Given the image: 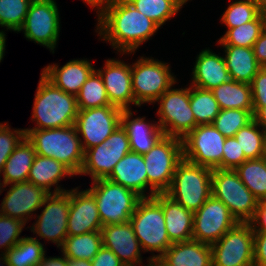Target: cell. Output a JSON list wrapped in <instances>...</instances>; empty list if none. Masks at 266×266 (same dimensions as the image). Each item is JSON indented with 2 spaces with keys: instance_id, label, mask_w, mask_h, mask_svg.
<instances>
[{
  "instance_id": "e0dca14e",
  "label": "cell",
  "mask_w": 266,
  "mask_h": 266,
  "mask_svg": "<svg viewBox=\"0 0 266 266\" xmlns=\"http://www.w3.org/2000/svg\"><path fill=\"white\" fill-rule=\"evenodd\" d=\"M238 221L228 207L212 195L194 212L192 239L213 244L217 242Z\"/></svg>"
},
{
  "instance_id": "484cf974",
  "label": "cell",
  "mask_w": 266,
  "mask_h": 266,
  "mask_svg": "<svg viewBox=\"0 0 266 266\" xmlns=\"http://www.w3.org/2000/svg\"><path fill=\"white\" fill-rule=\"evenodd\" d=\"M132 110H123L121 124L127 131L131 151L144 155L164 133L156 121H146L145 116L133 118Z\"/></svg>"
},
{
  "instance_id": "74e56055",
  "label": "cell",
  "mask_w": 266,
  "mask_h": 266,
  "mask_svg": "<svg viewBox=\"0 0 266 266\" xmlns=\"http://www.w3.org/2000/svg\"><path fill=\"white\" fill-rule=\"evenodd\" d=\"M190 106L197 125L212 124L220 112L218 102L211 90L192 85H190Z\"/></svg>"
},
{
  "instance_id": "5b68a950",
  "label": "cell",
  "mask_w": 266,
  "mask_h": 266,
  "mask_svg": "<svg viewBox=\"0 0 266 266\" xmlns=\"http://www.w3.org/2000/svg\"><path fill=\"white\" fill-rule=\"evenodd\" d=\"M212 171L183 159L177 165L171 186L165 194L187 210L195 212L212 195Z\"/></svg>"
},
{
  "instance_id": "94428289",
  "label": "cell",
  "mask_w": 266,
  "mask_h": 266,
  "mask_svg": "<svg viewBox=\"0 0 266 266\" xmlns=\"http://www.w3.org/2000/svg\"><path fill=\"white\" fill-rule=\"evenodd\" d=\"M265 163H266V138H265V143H264V148H263V153H262V157H261Z\"/></svg>"
},
{
  "instance_id": "7402d4cb",
  "label": "cell",
  "mask_w": 266,
  "mask_h": 266,
  "mask_svg": "<svg viewBox=\"0 0 266 266\" xmlns=\"http://www.w3.org/2000/svg\"><path fill=\"white\" fill-rule=\"evenodd\" d=\"M95 70L92 63L85 59H74L63 66L49 64L42 70V74L56 87L68 94L77 96L82 85Z\"/></svg>"
},
{
  "instance_id": "7a4b0ae2",
  "label": "cell",
  "mask_w": 266,
  "mask_h": 266,
  "mask_svg": "<svg viewBox=\"0 0 266 266\" xmlns=\"http://www.w3.org/2000/svg\"><path fill=\"white\" fill-rule=\"evenodd\" d=\"M32 121L35 127L53 129L75 124L78 115L77 98L56 87L42 73L34 97Z\"/></svg>"
},
{
  "instance_id": "6da1fadb",
  "label": "cell",
  "mask_w": 266,
  "mask_h": 266,
  "mask_svg": "<svg viewBox=\"0 0 266 266\" xmlns=\"http://www.w3.org/2000/svg\"><path fill=\"white\" fill-rule=\"evenodd\" d=\"M95 10L98 16L95 32L119 55H134L160 29L127 0H104Z\"/></svg>"
},
{
  "instance_id": "d4e9b609",
  "label": "cell",
  "mask_w": 266,
  "mask_h": 266,
  "mask_svg": "<svg viewBox=\"0 0 266 266\" xmlns=\"http://www.w3.org/2000/svg\"><path fill=\"white\" fill-rule=\"evenodd\" d=\"M153 198L162 206L170 242L192 240L194 212L176 203L165 193L156 194Z\"/></svg>"
},
{
  "instance_id": "ab89813d",
  "label": "cell",
  "mask_w": 266,
  "mask_h": 266,
  "mask_svg": "<svg viewBox=\"0 0 266 266\" xmlns=\"http://www.w3.org/2000/svg\"><path fill=\"white\" fill-rule=\"evenodd\" d=\"M260 15L255 0H235L230 3L221 16V22L227 28H235Z\"/></svg>"
},
{
  "instance_id": "f6af8a7d",
  "label": "cell",
  "mask_w": 266,
  "mask_h": 266,
  "mask_svg": "<svg viewBox=\"0 0 266 266\" xmlns=\"http://www.w3.org/2000/svg\"><path fill=\"white\" fill-rule=\"evenodd\" d=\"M247 158L235 137H226L223 146L222 169L235 170Z\"/></svg>"
},
{
  "instance_id": "8992f818",
  "label": "cell",
  "mask_w": 266,
  "mask_h": 266,
  "mask_svg": "<svg viewBox=\"0 0 266 266\" xmlns=\"http://www.w3.org/2000/svg\"><path fill=\"white\" fill-rule=\"evenodd\" d=\"M143 158L150 188L149 198L166 193L177 165L183 160L182 139L163 135Z\"/></svg>"
},
{
  "instance_id": "44dd1931",
  "label": "cell",
  "mask_w": 266,
  "mask_h": 266,
  "mask_svg": "<svg viewBox=\"0 0 266 266\" xmlns=\"http://www.w3.org/2000/svg\"><path fill=\"white\" fill-rule=\"evenodd\" d=\"M101 233L103 246L110 249L125 266H143V250L130 221L105 225Z\"/></svg>"
},
{
  "instance_id": "bcb514c9",
  "label": "cell",
  "mask_w": 266,
  "mask_h": 266,
  "mask_svg": "<svg viewBox=\"0 0 266 266\" xmlns=\"http://www.w3.org/2000/svg\"><path fill=\"white\" fill-rule=\"evenodd\" d=\"M253 108L266 106V67H262L254 76L251 83Z\"/></svg>"
},
{
  "instance_id": "4dcf8cb0",
  "label": "cell",
  "mask_w": 266,
  "mask_h": 266,
  "mask_svg": "<svg viewBox=\"0 0 266 266\" xmlns=\"http://www.w3.org/2000/svg\"><path fill=\"white\" fill-rule=\"evenodd\" d=\"M211 91L215 100L218 102L220 110L242 109L249 111L253 115V100L250 84L229 80L213 88Z\"/></svg>"
},
{
  "instance_id": "6125c7cd",
  "label": "cell",
  "mask_w": 266,
  "mask_h": 266,
  "mask_svg": "<svg viewBox=\"0 0 266 266\" xmlns=\"http://www.w3.org/2000/svg\"><path fill=\"white\" fill-rule=\"evenodd\" d=\"M1 178H0V194L3 192V191H6L5 189H6V186H3L2 185V182H1ZM3 190V191H2Z\"/></svg>"
},
{
  "instance_id": "8fae6325",
  "label": "cell",
  "mask_w": 266,
  "mask_h": 266,
  "mask_svg": "<svg viewBox=\"0 0 266 266\" xmlns=\"http://www.w3.org/2000/svg\"><path fill=\"white\" fill-rule=\"evenodd\" d=\"M130 151L128 134L121 124L104 142L85 150L78 176L89 175L92 181L106 179L119 160Z\"/></svg>"
},
{
  "instance_id": "60d3db41",
  "label": "cell",
  "mask_w": 266,
  "mask_h": 266,
  "mask_svg": "<svg viewBox=\"0 0 266 266\" xmlns=\"http://www.w3.org/2000/svg\"><path fill=\"white\" fill-rule=\"evenodd\" d=\"M253 120V115L242 109H223L213 121L214 127L225 137L234 135Z\"/></svg>"
},
{
  "instance_id": "91938a15",
  "label": "cell",
  "mask_w": 266,
  "mask_h": 266,
  "mask_svg": "<svg viewBox=\"0 0 266 266\" xmlns=\"http://www.w3.org/2000/svg\"><path fill=\"white\" fill-rule=\"evenodd\" d=\"M0 266H9L7 263L6 256L4 254H0Z\"/></svg>"
},
{
  "instance_id": "11a10c76",
  "label": "cell",
  "mask_w": 266,
  "mask_h": 266,
  "mask_svg": "<svg viewBox=\"0 0 266 266\" xmlns=\"http://www.w3.org/2000/svg\"><path fill=\"white\" fill-rule=\"evenodd\" d=\"M68 266H92V263L88 260L68 258Z\"/></svg>"
},
{
  "instance_id": "e575fe53",
  "label": "cell",
  "mask_w": 266,
  "mask_h": 266,
  "mask_svg": "<svg viewBox=\"0 0 266 266\" xmlns=\"http://www.w3.org/2000/svg\"><path fill=\"white\" fill-rule=\"evenodd\" d=\"M265 28L266 18L260 14L255 20L235 28H227L225 34L219 38L217 43L252 48Z\"/></svg>"
},
{
  "instance_id": "8d00e7d4",
  "label": "cell",
  "mask_w": 266,
  "mask_h": 266,
  "mask_svg": "<svg viewBox=\"0 0 266 266\" xmlns=\"http://www.w3.org/2000/svg\"><path fill=\"white\" fill-rule=\"evenodd\" d=\"M76 98L79 110L111 105L102 77L96 69L82 85Z\"/></svg>"
},
{
  "instance_id": "277c9868",
  "label": "cell",
  "mask_w": 266,
  "mask_h": 266,
  "mask_svg": "<svg viewBox=\"0 0 266 266\" xmlns=\"http://www.w3.org/2000/svg\"><path fill=\"white\" fill-rule=\"evenodd\" d=\"M130 223L143 252L152 253L148 259H159L172 245L166 230L162 206L153 197L142 198L138 202Z\"/></svg>"
},
{
  "instance_id": "681fc988",
  "label": "cell",
  "mask_w": 266,
  "mask_h": 266,
  "mask_svg": "<svg viewBox=\"0 0 266 266\" xmlns=\"http://www.w3.org/2000/svg\"><path fill=\"white\" fill-rule=\"evenodd\" d=\"M249 223L254 232H266V201L258 203L255 215Z\"/></svg>"
},
{
  "instance_id": "3957f363",
  "label": "cell",
  "mask_w": 266,
  "mask_h": 266,
  "mask_svg": "<svg viewBox=\"0 0 266 266\" xmlns=\"http://www.w3.org/2000/svg\"><path fill=\"white\" fill-rule=\"evenodd\" d=\"M24 130L37 155L54 158L67 166L76 176L79 174L85 151L74 125L53 129L25 128Z\"/></svg>"
},
{
  "instance_id": "836d02e7",
  "label": "cell",
  "mask_w": 266,
  "mask_h": 266,
  "mask_svg": "<svg viewBox=\"0 0 266 266\" xmlns=\"http://www.w3.org/2000/svg\"><path fill=\"white\" fill-rule=\"evenodd\" d=\"M139 12L150 18L159 27L174 18L187 0H127Z\"/></svg>"
},
{
  "instance_id": "ffe728a7",
  "label": "cell",
  "mask_w": 266,
  "mask_h": 266,
  "mask_svg": "<svg viewBox=\"0 0 266 266\" xmlns=\"http://www.w3.org/2000/svg\"><path fill=\"white\" fill-rule=\"evenodd\" d=\"M103 225L93 194L88 190L70 189V208L67 221L68 236L101 231Z\"/></svg>"
},
{
  "instance_id": "c3c4849f",
  "label": "cell",
  "mask_w": 266,
  "mask_h": 266,
  "mask_svg": "<svg viewBox=\"0 0 266 266\" xmlns=\"http://www.w3.org/2000/svg\"><path fill=\"white\" fill-rule=\"evenodd\" d=\"M91 263L92 266H125L110 249L104 246L100 248Z\"/></svg>"
},
{
  "instance_id": "7dc6e473",
  "label": "cell",
  "mask_w": 266,
  "mask_h": 266,
  "mask_svg": "<svg viewBox=\"0 0 266 266\" xmlns=\"http://www.w3.org/2000/svg\"><path fill=\"white\" fill-rule=\"evenodd\" d=\"M254 266H266V232H254Z\"/></svg>"
},
{
  "instance_id": "f546056e",
  "label": "cell",
  "mask_w": 266,
  "mask_h": 266,
  "mask_svg": "<svg viewBox=\"0 0 266 266\" xmlns=\"http://www.w3.org/2000/svg\"><path fill=\"white\" fill-rule=\"evenodd\" d=\"M36 155L33 144L25 136L4 165L0 175L3 174L2 185L7 187L9 184L27 181Z\"/></svg>"
},
{
  "instance_id": "816d5d0a",
  "label": "cell",
  "mask_w": 266,
  "mask_h": 266,
  "mask_svg": "<svg viewBox=\"0 0 266 266\" xmlns=\"http://www.w3.org/2000/svg\"><path fill=\"white\" fill-rule=\"evenodd\" d=\"M61 256L48 258L44 254L38 266H68V258L63 253Z\"/></svg>"
},
{
  "instance_id": "f907efd6",
  "label": "cell",
  "mask_w": 266,
  "mask_h": 266,
  "mask_svg": "<svg viewBox=\"0 0 266 266\" xmlns=\"http://www.w3.org/2000/svg\"><path fill=\"white\" fill-rule=\"evenodd\" d=\"M252 48L257 62L262 67H266V28L255 41Z\"/></svg>"
},
{
  "instance_id": "ac0fdd59",
  "label": "cell",
  "mask_w": 266,
  "mask_h": 266,
  "mask_svg": "<svg viewBox=\"0 0 266 266\" xmlns=\"http://www.w3.org/2000/svg\"><path fill=\"white\" fill-rule=\"evenodd\" d=\"M8 187L0 205V214L22 220L26 224L35 211L41 209L49 195L43 188L29 181L13 183Z\"/></svg>"
},
{
  "instance_id": "9c48e42d",
  "label": "cell",
  "mask_w": 266,
  "mask_h": 266,
  "mask_svg": "<svg viewBox=\"0 0 266 266\" xmlns=\"http://www.w3.org/2000/svg\"><path fill=\"white\" fill-rule=\"evenodd\" d=\"M88 190L95 198L103 226L129 222L142 199L136 192L108 179L94 180Z\"/></svg>"
},
{
  "instance_id": "4316f807",
  "label": "cell",
  "mask_w": 266,
  "mask_h": 266,
  "mask_svg": "<svg viewBox=\"0 0 266 266\" xmlns=\"http://www.w3.org/2000/svg\"><path fill=\"white\" fill-rule=\"evenodd\" d=\"M158 260L164 266H212L211 245L193 239L173 243Z\"/></svg>"
},
{
  "instance_id": "d6986e66",
  "label": "cell",
  "mask_w": 266,
  "mask_h": 266,
  "mask_svg": "<svg viewBox=\"0 0 266 266\" xmlns=\"http://www.w3.org/2000/svg\"><path fill=\"white\" fill-rule=\"evenodd\" d=\"M105 66L96 69L102 77L110 104L121 110H131L134 104L131 65L121 59H107Z\"/></svg>"
},
{
  "instance_id": "9a60e30c",
  "label": "cell",
  "mask_w": 266,
  "mask_h": 266,
  "mask_svg": "<svg viewBox=\"0 0 266 266\" xmlns=\"http://www.w3.org/2000/svg\"><path fill=\"white\" fill-rule=\"evenodd\" d=\"M40 215L33 216L37 219L30 226L31 232L36 234V238L45 239L55 243L60 249L67 238V221L70 208V189L66 192L49 194L43 204ZM38 235V236H37Z\"/></svg>"
},
{
  "instance_id": "6f0895ef",
  "label": "cell",
  "mask_w": 266,
  "mask_h": 266,
  "mask_svg": "<svg viewBox=\"0 0 266 266\" xmlns=\"http://www.w3.org/2000/svg\"><path fill=\"white\" fill-rule=\"evenodd\" d=\"M102 1L104 0H83V2L88 4V6L91 7L93 10Z\"/></svg>"
},
{
  "instance_id": "d6a6232c",
  "label": "cell",
  "mask_w": 266,
  "mask_h": 266,
  "mask_svg": "<svg viewBox=\"0 0 266 266\" xmlns=\"http://www.w3.org/2000/svg\"><path fill=\"white\" fill-rule=\"evenodd\" d=\"M235 171L259 202L266 201V163L262 158L247 159Z\"/></svg>"
},
{
  "instance_id": "603a6c76",
  "label": "cell",
  "mask_w": 266,
  "mask_h": 266,
  "mask_svg": "<svg viewBox=\"0 0 266 266\" xmlns=\"http://www.w3.org/2000/svg\"><path fill=\"white\" fill-rule=\"evenodd\" d=\"M191 75L190 85L205 90H212L230 80L223 56L209 48L199 52Z\"/></svg>"
},
{
  "instance_id": "cb8c5ba5",
  "label": "cell",
  "mask_w": 266,
  "mask_h": 266,
  "mask_svg": "<svg viewBox=\"0 0 266 266\" xmlns=\"http://www.w3.org/2000/svg\"><path fill=\"white\" fill-rule=\"evenodd\" d=\"M136 192L142 198H149L148 179L143 155L130 151L113 168L106 178Z\"/></svg>"
},
{
  "instance_id": "d590c367",
  "label": "cell",
  "mask_w": 266,
  "mask_h": 266,
  "mask_svg": "<svg viewBox=\"0 0 266 266\" xmlns=\"http://www.w3.org/2000/svg\"><path fill=\"white\" fill-rule=\"evenodd\" d=\"M46 254L44 245L35 237H23L4 255L9 266H38Z\"/></svg>"
},
{
  "instance_id": "f1b7e54d",
  "label": "cell",
  "mask_w": 266,
  "mask_h": 266,
  "mask_svg": "<svg viewBox=\"0 0 266 266\" xmlns=\"http://www.w3.org/2000/svg\"><path fill=\"white\" fill-rule=\"evenodd\" d=\"M224 48L223 58L228 69L230 80L250 84L254 76L262 68L257 62L253 48L219 45Z\"/></svg>"
},
{
  "instance_id": "52a82bcc",
  "label": "cell",
  "mask_w": 266,
  "mask_h": 266,
  "mask_svg": "<svg viewBox=\"0 0 266 266\" xmlns=\"http://www.w3.org/2000/svg\"><path fill=\"white\" fill-rule=\"evenodd\" d=\"M170 64L153 57H139L131 64L134 105L154 104L162 94L177 83Z\"/></svg>"
},
{
  "instance_id": "db71d44e",
  "label": "cell",
  "mask_w": 266,
  "mask_h": 266,
  "mask_svg": "<svg viewBox=\"0 0 266 266\" xmlns=\"http://www.w3.org/2000/svg\"><path fill=\"white\" fill-rule=\"evenodd\" d=\"M6 32L3 30H0V63L1 60H3L5 56V47H6Z\"/></svg>"
},
{
  "instance_id": "b9f144b4",
  "label": "cell",
  "mask_w": 266,
  "mask_h": 266,
  "mask_svg": "<svg viewBox=\"0 0 266 266\" xmlns=\"http://www.w3.org/2000/svg\"><path fill=\"white\" fill-rule=\"evenodd\" d=\"M32 0H0V26L18 33Z\"/></svg>"
},
{
  "instance_id": "f5cc1de1",
  "label": "cell",
  "mask_w": 266,
  "mask_h": 266,
  "mask_svg": "<svg viewBox=\"0 0 266 266\" xmlns=\"http://www.w3.org/2000/svg\"><path fill=\"white\" fill-rule=\"evenodd\" d=\"M253 120L266 133V106L265 107H262V108H253Z\"/></svg>"
},
{
  "instance_id": "ba28073f",
  "label": "cell",
  "mask_w": 266,
  "mask_h": 266,
  "mask_svg": "<svg viewBox=\"0 0 266 266\" xmlns=\"http://www.w3.org/2000/svg\"><path fill=\"white\" fill-rule=\"evenodd\" d=\"M212 196L222 201L239 223H249L255 215L259 201L248 190L235 170L213 169Z\"/></svg>"
},
{
  "instance_id": "680465c9",
  "label": "cell",
  "mask_w": 266,
  "mask_h": 266,
  "mask_svg": "<svg viewBox=\"0 0 266 266\" xmlns=\"http://www.w3.org/2000/svg\"><path fill=\"white\" fill-rule=\"evenodd\" d=\"M148 264L147 266H164L158 259H153V260H150V259H146Z\"/></svg>"
},
{
  "instance_id": "83f0119b",
  "label": "cell",
  "mask_w": 266,
  "mask_h": 266,
  "mask_svg": "<svg viewBox=\"0 0 266 266\" xmlns=\"http://www.w3.org/2000/svg\"><path fill=\"white\" fill-rule=\"evenodd\" d=\"M75 174L62 162L51 157L36 155L27 181L37 187L43 188L49 194L66 192L63 187L58 185L59 181L67 176L73 177ZM55 186L54 190L51 187Z\"/></svg>"
},
{
  "instance_id": "7bdbcfd3",
  "label": "cell",
  "mask_w": 266,
  "mask_h": 266,
  "mask_svg": "<svg viewBox=\"0 0 266 266\" xmlns=\"http://www.w3.org/2000/svg\"><path fill=\"white\" fill-rule=\"evenodd\" d=\"M26 223L22 220L0 214V254H5L15 246L23 237H20Z\"/></svg>"
},
{
  "instance_id": "5bb4252c",
  "label": "cell",
  "mask_w": 266,
  "mask_h": 266,
  "mask_svg": "<svg viewBox=\"0 0 266 266\" xmlns=\"http://www.w3.org/2000/svg\"><path fill=\"white\" fill-rule=\"evenodd\" d=\"M225 139L213 124L197 125L182 139L183 159L210 169H222Z\"/></svg>"
},
{
  "instance_id": "ee69618b",
  "label": "cell",
  "mask_w": 266,
  "mask_h": 266,
  "mask_svg": "<svg viewBox=\"0 0 266 266\" xmlns=\"http://www.w3.org/2000/svg\"><path fill=\"white\" fill-rule=\"evenodd\" d=\"M8 122L0 123V174L4 165L16 146L25 137L24 129L9 128Z\"/></svg>"
},
{
  "instance_id": "f35d334b",
  "label": "cell",
  "mask_w": 266,
  "mask_h": 266,
  "mask_svg": "<svg viewBox=\"0 0 266 266\" xmlns=\"http://www.w3.org/2000/svg\"><path fill=\"white\" fill-rule=\"evenodd\" d=\"M234 137L247 159L262 157L266 133L254 120L242 127Z\"/></svg>"
},
{
  "instance_id": "4fadbf2b",
  "label": "cell",
  "mask_w": 266,
  "mask_h": 266,
  "mask_svg": "<svg viewBox=\"0 0 266 266\" xmlns=\"http://www.w3.org/2000/svg\"><path fill=\"white\" fill-rule=\"evenodd\" d=\"M254 231L250 223H237L211 244L212 266H254Z\"/></svg>"
},
{
  "instance_id": "30bf717a",
  "label": "cell",
  "mask_w": 266,
  "mask_h": 266,
  "mask_svg": "<svg viewBox=\"0 0 266 266\" xmlns=\"http://www.w3.org/2000/svg\"><path fill=\"white\" fill-rule=\"evenodd\" d=\"M172 87L156 101L158 125L164 135L183 139L197 126L190 106V85L180 89Z\"/></svg>"
},
{
  "instance_id": "1f68e13d",
  "label": "cell",
  "mask_w": 266,
  "mask_h": 266,
  "mask_svg": "<svg viewBox=\"0 0 266 266\" xmlns=\"http://www.w3.org/2000/svg\"><path fill=\"white\" fill-rule=\"evenodd\" d=\"M103 246L101 231L67 236L60 250L67 258L91 261Z\"/></svg>"
},
{
  "instance_id": "7c38bea8",
  "label": "cell",
  "mask_w": 266,
  "mask_h": 266,
  "mask_svg": "<svg viewBox=\"0 0 266 266\" xmlns=\"http://www.w3.org/2000/svg\"><path fill=\"white\" fill-rule=\"evenodd\" d=\"M60 12L56 0H32L22 27L26 40L54 53L60 33Z\"/></svg>"
},
{
  "instance_id": "2e32d148",
  "label": "cell",
  "mask_w": 266,
  "mask_h": 266,
  "mask_svg": "<svg viewBox=\"0 0 266 266\" xmlns=\"http://www.w3.org/2000/svg\"><path fill=\"white\" fill-rule=\"evenodd\" d=\"M122 112L113 105L78 111L74 126L84 151L104 142L121 125Z\"/></svg>"
},
{
  "instance_id": "9f6ffc18",
  "label": "cell",
  "mask_w": 266,
  "mask_h": 266,
  "mask_svg": "<svg viewBox=\"0 0 266 266\" xmlns=\"http://www.w3.org/2000/svg\"><path fill=\"white\" fill-rule=\"evenodd\" d=\"M258 6L259 12L266 18V0H255Z\"/></svg>"
}]
</instances>
